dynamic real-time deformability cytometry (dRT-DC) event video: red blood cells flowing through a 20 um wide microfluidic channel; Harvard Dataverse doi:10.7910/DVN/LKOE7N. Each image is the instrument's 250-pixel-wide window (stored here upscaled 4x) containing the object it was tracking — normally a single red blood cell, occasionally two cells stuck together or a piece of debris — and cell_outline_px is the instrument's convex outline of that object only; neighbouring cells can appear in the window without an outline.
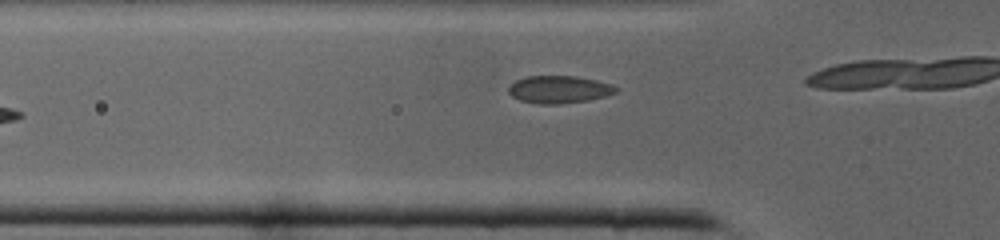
{"species": "common noctule bat (a hibernating species)", "species_latin": "Nyctalus noctula", "temperature_condition": "cold", "stored_images_in_passage": 6, "camera_frame_rate_fps": 3000, "um_per_image_px": 0.085, "animal": {"sex": "male", "body_mass_g": 19.0, "forearm_length_mm": 50.8}, "frame": {"image": 1, "passage_image": 4, "time_ms": 1.0, "image_size_px": [1000, 240], "cell_outline_px": [[620, 88], [616, 92], [604, 96], [588, 100], [556, 104], [540, 104], [520, 100], [512, 96], [508, 92], [508, 88], [516, 80], [524, 76], [576, 76], [596, 80], [612, 84]], "centroid_in_image_um": [47.52, 7.59], "position_along_channel_um": 78.3, "area_um2": 17.17}}